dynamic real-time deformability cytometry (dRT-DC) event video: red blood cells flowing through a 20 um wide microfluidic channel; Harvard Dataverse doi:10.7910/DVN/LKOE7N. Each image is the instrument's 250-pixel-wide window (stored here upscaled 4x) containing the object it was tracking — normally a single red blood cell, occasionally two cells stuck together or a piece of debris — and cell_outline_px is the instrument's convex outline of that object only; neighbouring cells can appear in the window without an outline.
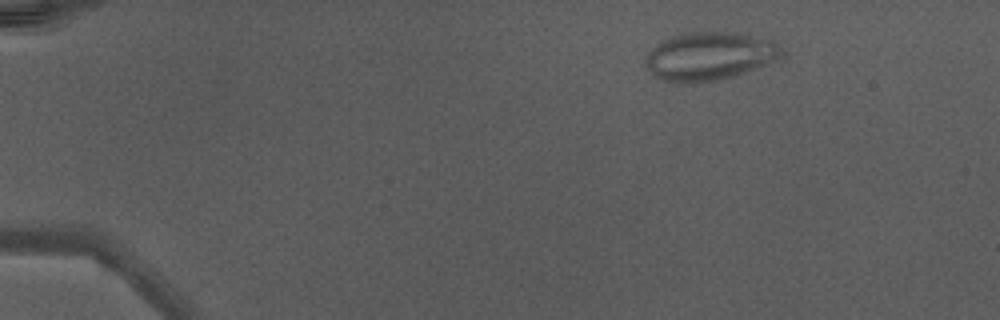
{"species": "Egyptian fruit bat (a non-hibernating species)", "species_latin": "Rousettus aegyptiacus", "temperature_condition": "warm", "stored_images_in_passage": 48, "camera_frame_rate_fps": 3000, "um_per_image_px": 0.085, "animal": {"sex": "male"}, "frame": {"image": 1, "passage_image": 8, "time_ms": 2.333, "image_size_px": [1000, 320], "cell_outline_px": [[776, 48], [772, 60], [768, 64], [736, 76], [716, 80], [692, 84], [688, 84], [660, 80], [644, 64], [644, 56], [656, 44], [664, 40], [688, 32], [736, 32], [772, 40], [776, 44]], "centroid_in_image_um": [60.19, 4.8], "position_along_channel_um": 24.8, "area_um2": 37.69}, "authors_computed_cell_mechanics": {"area_um2": 28.9289, "velocity_mm_per_s": 4.4234, "shape_relaxation_time_tau1_ms": null, "shape_relaxation_time_tau2_ms": 0.4506, "deformation_change_tau1": null, "deformation_change_tau2": 0.0932}}